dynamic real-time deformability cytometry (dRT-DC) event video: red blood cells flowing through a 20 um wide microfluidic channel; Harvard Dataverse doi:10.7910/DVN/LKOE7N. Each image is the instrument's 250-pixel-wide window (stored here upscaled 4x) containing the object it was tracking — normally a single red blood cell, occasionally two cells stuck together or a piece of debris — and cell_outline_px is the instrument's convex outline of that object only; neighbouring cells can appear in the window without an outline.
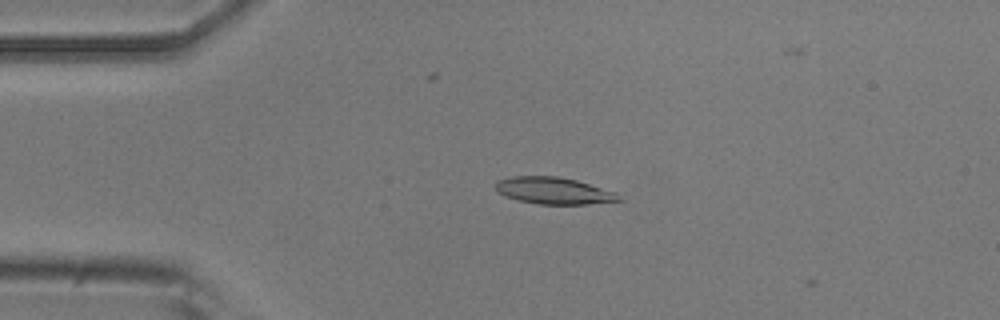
{"species": "common noctule bat (a hibernating species)", "species_latin": "Nyctalus noctula", "temperature_condition": "room temperature", "stored_images_in_passage": 2, "camera_frame_rate_fps": 3000, "um_per_image_px": 0.085, "animal": {"sex": "male", "body_mass_g": 20.5, "forearm_length_mm": 52.5}, "frame": {"image": 1, "passage_image": 1, "time_ms": 0.0, "image_size_px": [1000, 320], "cell_outline_px": [[624, 200], [588, 204], [540, 204], [520, 200], [504, 196], [496, 192], [496, 180], [512, 176], [556, 176], [576, 180], [616, 192]], "centroid_in_image_um": [47.06, 16.2], "position_along_channel_um": 37.9, "area_um2": 19.25}}